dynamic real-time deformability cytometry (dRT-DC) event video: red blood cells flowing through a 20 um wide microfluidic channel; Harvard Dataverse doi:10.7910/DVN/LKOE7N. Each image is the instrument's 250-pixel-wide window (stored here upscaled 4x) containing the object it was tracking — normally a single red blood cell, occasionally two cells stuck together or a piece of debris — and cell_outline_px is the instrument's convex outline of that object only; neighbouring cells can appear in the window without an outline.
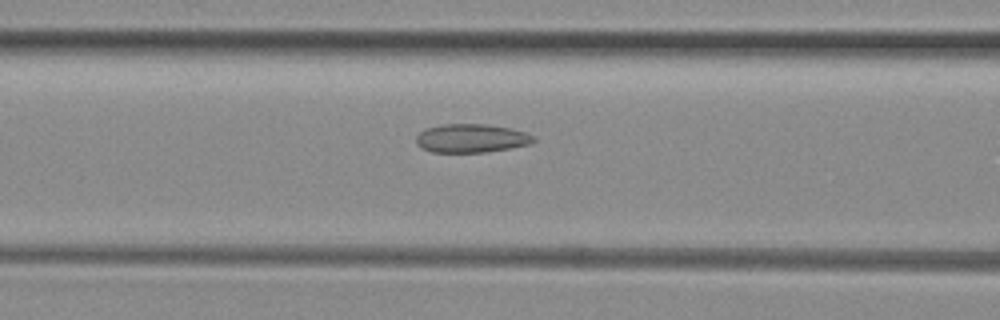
{"species": "common noctule bat (a hibernating species)", "species_latin": "Nyctalus noctula", "temperature_condition": "room temperature", "stored_images_in_passage": 43, "camera_frame_rate_fps": 3000, "um_per_image_px": 0.085, "animal": {"sex": "female", "body_mass_g": 29.2, "forearm_length_mm": 56.3}, "frame": {"image": 1, "passage_image": 17, "time_ms": 5.333, "image_size_px": [1000, 320], "cell_outline_px": [[536, 140], [532, 144], [484, 152], [432, 152], [420, 148], [416, 144], [416, 136], [424, 128], [440, 124], [484, 124], [512, 128], [536, 136]], "centroid_in_image_um": [40.05, 11.75], "position_along_channel_um": 126.6, "area_um2": 19.77}}
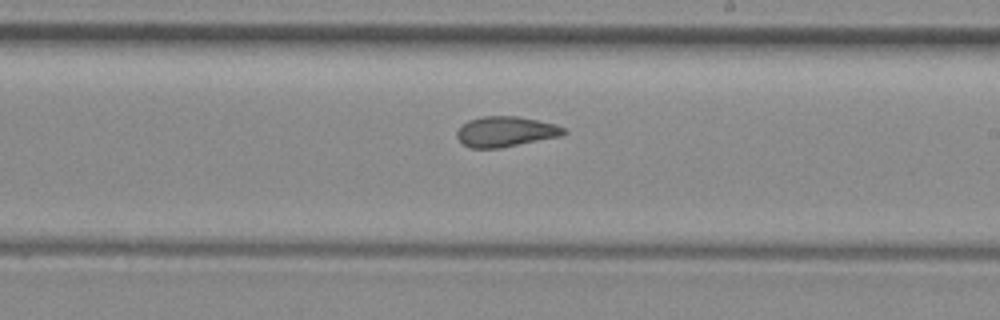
{"frame": {"image": 2, "passage_image": 26, "time_ms": 8.333, "image_size_px": [1000, 320], "cell_outline_px": [[568, 132], [560, 136], [500, 148], [468, 148], [456, 136], [456, 132], [468, 120], [484, 116], [516, 116], [556, 124], [564, 128]], "centroid_in_image_um": [42.98, 11.19], "position_along_channel_um": 246.0, "area_um2": 18.73}}
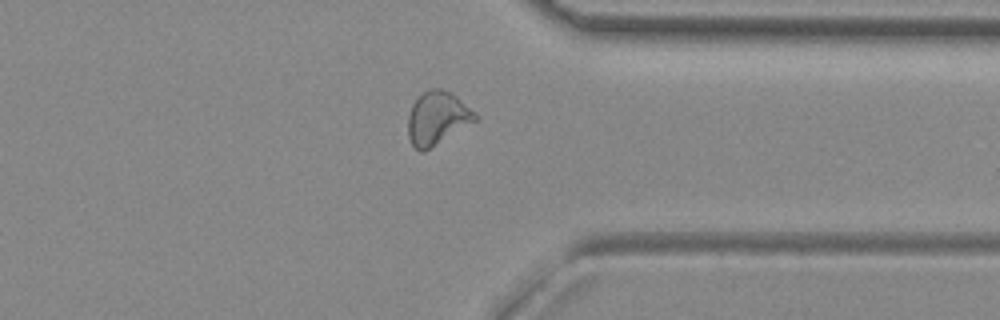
{"frame": {"image": 3, "passage_image": 36, "time_ms": 11.667, "image_size_px": [1000, 320], "cell_outline_px": [[480, 116], [476, 120], [424, 152], [420, 152], [412, 144], [408, 136], [408, 116], [412, 104], [428, 88], [440, 88], [456, 96], [476, 112]], "centroid_in_image_um": [37.16, 10.04], "position_along_channel_um": 374.2, "area_um2": 20.63}}